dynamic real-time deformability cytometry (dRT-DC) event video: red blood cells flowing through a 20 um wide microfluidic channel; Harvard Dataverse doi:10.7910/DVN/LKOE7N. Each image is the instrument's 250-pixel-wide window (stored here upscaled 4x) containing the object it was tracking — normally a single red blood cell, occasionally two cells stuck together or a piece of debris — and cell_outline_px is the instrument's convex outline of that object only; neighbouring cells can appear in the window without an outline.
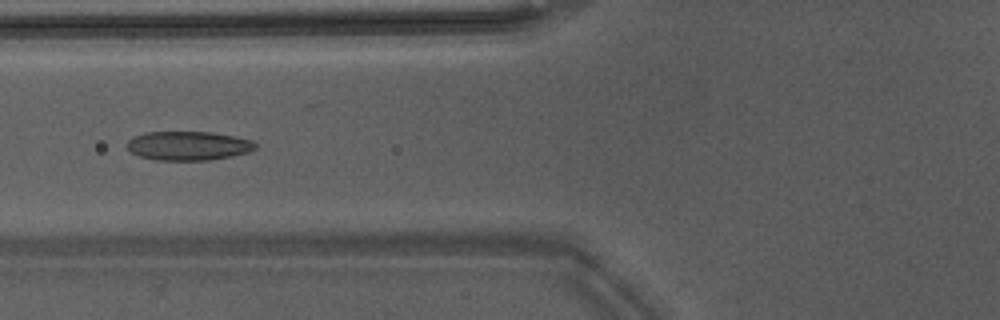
{"species": "Egyptian fruit bat (a non-hibernating species)", "species_latin": "Rousettus aegyptiacus", "temperature_condition": "warm", "stored_images_in_passage": 37, "camera_frame_rate_fps": 3000, "um_per_image_px": 0.085, "animal": {"sex": "male"}, "frame": {"image": 1, "passage_image": 9, "time_ms": 2.667, "image_size_px": [1000, 320], "cell_outline_px": [[256, 148], [248, 152], [232, 156], [208, 160], [156, 160], [140, 156], [132, 152], [124, 144], [128, 140], [136, 136], [148, 132], [212, 132], [236, 136], [252, 140], [256, 144]], "centroid_in_image_um": [16.02, 12.39], "position_along_channel_um": 109.8, "area_um2": 21.68}}
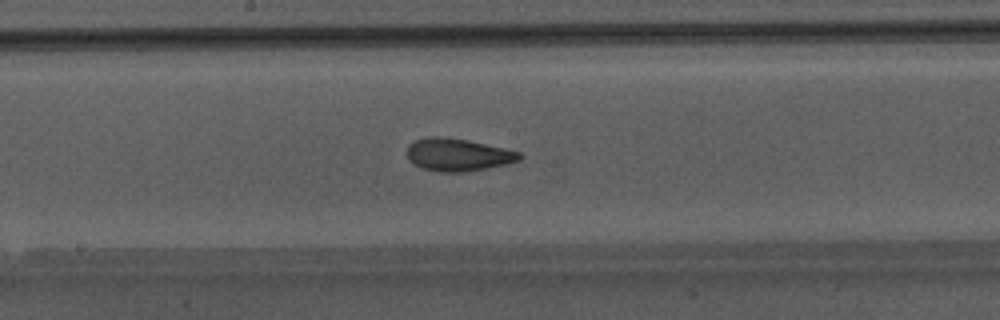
{"frame": {"image": 2, "passage_image": 16, "time_ms": 5.0, "image_size_px": [1000, 320], "cell_outline_px": [[524, 156], [520, 160], [504, 164], [464, 172], [440, 172], [424, 168], [412, 164], [408, 160], [408, 144], [416, 140], [428, 136], [444, 136], [468, 140], [504, 148], [520, 152]], "centroid_in_image_um": [38.9, 13.14], "position_along_channel_um": 209.3, "area_um2": 21.33}}
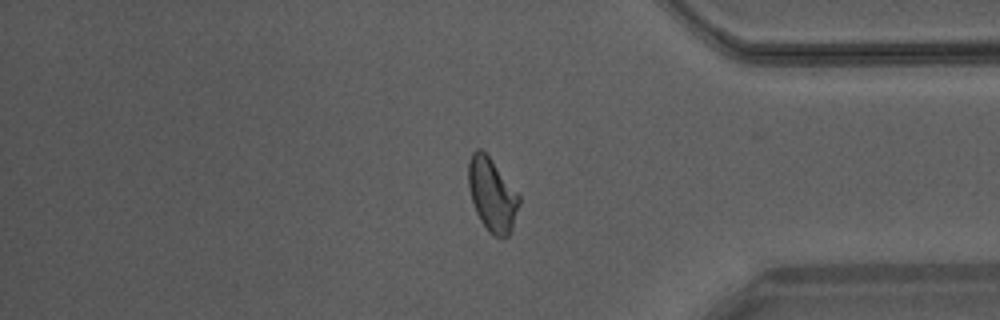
{"frame": {"image": 3, "passage_image": 30, "time_ms": 9.667, "image_size_px": [1000, 320], "cell_outline_px": [[520, 204], [512, 228], [508, 236], [492, 236], [488, 232], [480, 220], [476, 212], [472, 200], [468, 184], [468, 160], [472, 152], [476, 148], [480, 148], [488, 156], [520, 196]], "centroid_in_image_um": [41.81, 16.56], "position_along_channel_um": 393.4, "area_um2": 21.44}, "authors_computed_cell_mechanics": {"area_um2": 21.2126, "velocity_mm_per_s": 4.2605, "shape_relaxation_time_tau1_ms": 7.3253, "shape_relaxation_time_tau2_ms": 1.3914, "deformation_change_tau1": 0.2058, "deformation_change_tau2": 0.0861}}